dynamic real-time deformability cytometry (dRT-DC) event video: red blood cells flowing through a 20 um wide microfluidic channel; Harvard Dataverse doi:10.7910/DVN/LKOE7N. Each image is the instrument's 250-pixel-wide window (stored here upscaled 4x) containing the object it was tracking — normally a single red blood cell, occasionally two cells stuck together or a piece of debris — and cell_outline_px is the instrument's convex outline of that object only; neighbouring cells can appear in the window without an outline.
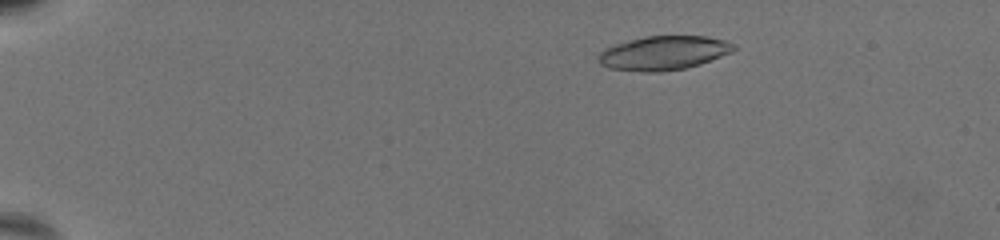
{"species": "common noctule bat (a hibernating species)", "species_latin": "Nyctalus noctula", "temperature_condition": "warm", "stored_images_in_passage": 69, "camera_frame_rate_fps": 3000, "um_per_image_px": 0.085, "animal": {"sex": "female", "body_mass_g": 19.5, "forearm_length_mm": 54.1}, "frame": {"image": 1, "passage_image": 13, "time_ms": 4.0, "image_size_px": [1000, 240], "cell_outline_px": [[736, 48], [732, 52], [700, 64], [684, 68], [660, 72], [644, 72], [608, 68], [600, 64], [596, 60], [596, 56], [604, 48], [616, 44], [644, 36], [708, 36], [724, 40], [736, 44]], "centroid_in_image_um": [56.38, 4.5], "position_along_channel_um": 28.6, "area_um2": 26.99}}
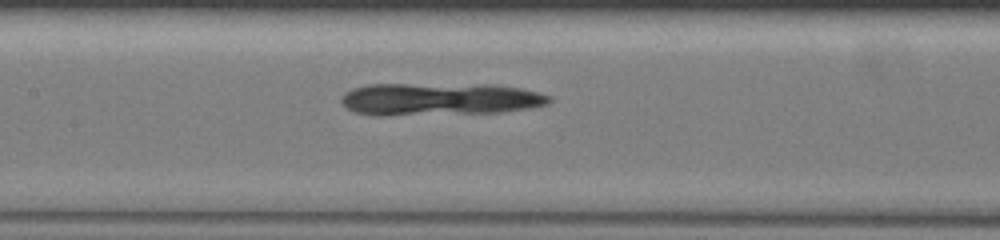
{"frame": {"image": 2, "passage_image": 37, "time_ms": 12.0, "image_size_px": [1000, 240], "cell_outline_px": [[552, 100], [548, 104], [528, 108], [500, 112], [380, 116], [376, 116], [356, 112], [348, 108], [340, 100], [340, 96], [344, 92], [352, 88], [368, 84], [496, 84], [520, 88], [552, 96]], "centroid_in_image_um": [37.34, 8.42], "position_along_channel_um": 170.1, "area_um2": 39.82}}
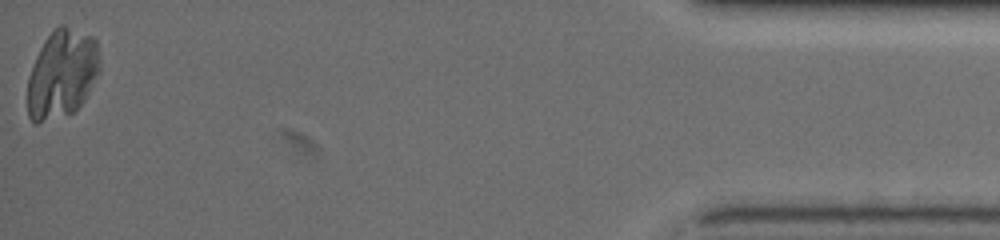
{"frame": {"image": 3, "passage_image": 69, "time_ms": 22.667, "image_size_px": [1000, 240], "cell_outline_px": [[100, 72], [84, 100], [72, 112], [36, 124], [32, 124], [28, 116], [28, 76], [36, 56], [44, 40], [60, 24], [64, 24], [92, 36], [96, 40], [100, 64]], "centroid_in_image_um": [5.27, 6.27], "position_along_channel_um": 429.9, "area_um2": 37.22}}